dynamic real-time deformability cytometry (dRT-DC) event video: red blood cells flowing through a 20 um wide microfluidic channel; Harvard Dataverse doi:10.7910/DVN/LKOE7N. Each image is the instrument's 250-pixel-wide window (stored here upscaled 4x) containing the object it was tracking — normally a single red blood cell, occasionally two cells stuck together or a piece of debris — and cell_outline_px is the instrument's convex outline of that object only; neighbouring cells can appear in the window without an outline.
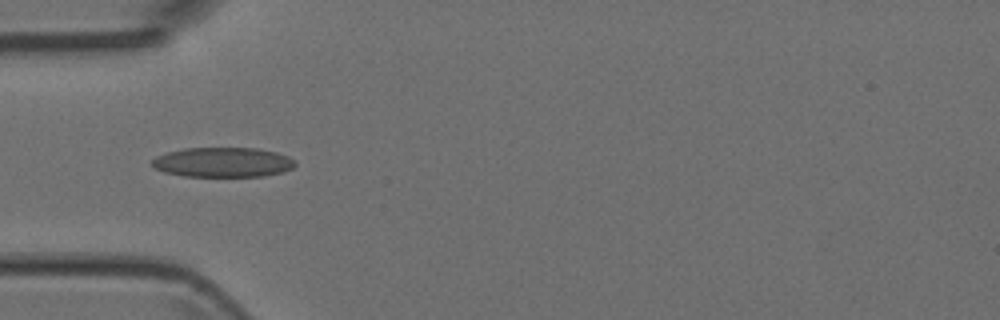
{"species": "Egyptian fruit bat (a non-hibernating species)", "species_latin": "Rousettus aegyptiacus", "temperature_condition": "room temperature", "stored_images_in_passage": 8, "camera_frame_rate_fps": 3000, "um_per_image_px": 0.085, "animal": {"sex": "female"}, "frame": {"image": 1, "passage_image": 4, "time_ms": 4.333, "image_size_px": [1000, 320], "cell_outline_px": [[296, 164], [292, 168], [284, 172], [264, 176], [184, 176], [164, 172], [156, 168], [152, 164], [152, 160], [156, 156], [168, 152], [184, 148], [256, 148], [276, 152], [288, 156]], "centroid_in_image_um": [18.95, 13.79], "position_along_channel_um": 66.1, "area_um2": 24.74}}
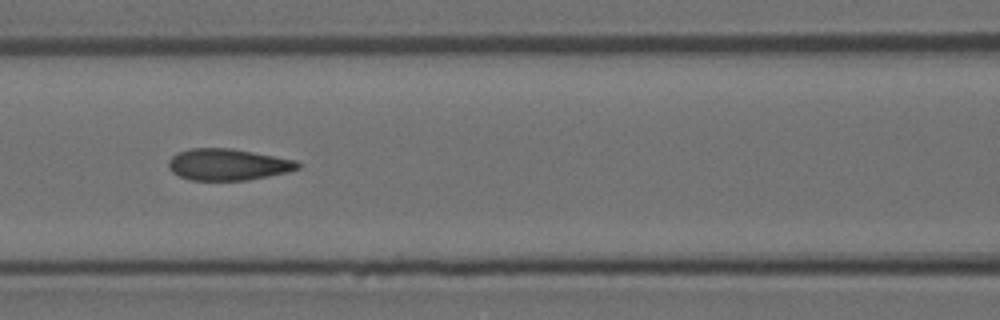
{"frame": {"image": 2, "passage_image": 6, "time_ms": 6.333, "image_size_px": [1000, 320], "cell_outline_px": [[300, 168], [288, 172], [248, 180], [192, 180], [180, 176], [172, 172], [168, 168], [168, 160], [176, 152], [188, 148], [232, 148], [296, 160], [300, 164]], "centroid_in_image_um": [19.35, 13.97], "position_along_channel_um": 147.3, "area_um2": 23.87}}
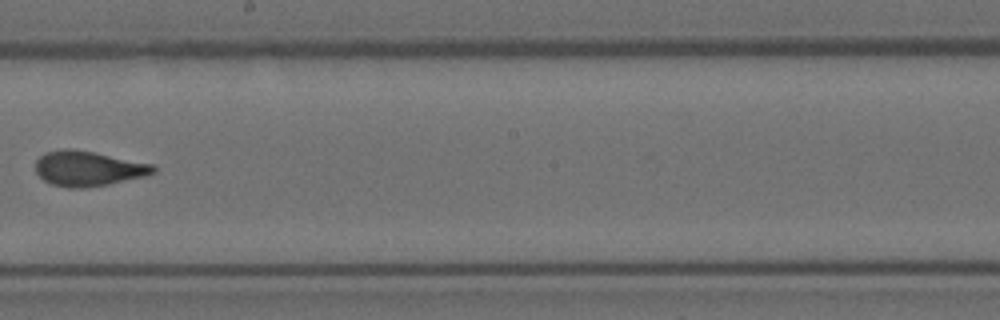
{"frame": {"image": 3, "passage_image": 8, "time_ms": 8.667, "image_size_px": [1000, 320], "cell_outline_px": [[156, 172], [144, 176], [108, 184], [84, 188], [68, 188], [52, 184], [44, 180], [36, 172], [36, 160], [44, 152], [64, 148], [68, 148], [92, 152], [152, 164], [156, 168]], "centroid_in_image_um": [7.46, 14.33], "position_along_channel_um": 240.7, "area_um2": 23.81}}